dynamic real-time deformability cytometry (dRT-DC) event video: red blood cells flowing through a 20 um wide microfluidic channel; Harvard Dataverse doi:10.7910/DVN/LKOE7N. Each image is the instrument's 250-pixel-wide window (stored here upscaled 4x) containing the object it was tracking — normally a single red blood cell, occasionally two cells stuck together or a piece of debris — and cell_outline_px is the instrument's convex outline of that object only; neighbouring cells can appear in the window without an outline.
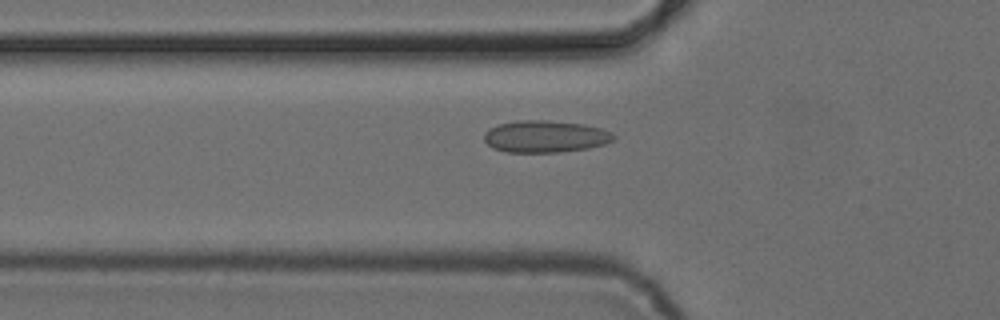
{"species": "common noctule bat (a hibernating species)", "species_latin": "Nyctalus noctula", "temperature_condition": "cold", "stored_images_in_passage": 38, "camera_frame_rate_fps": 3000, "um_per_image_px": 0.085, "animal": {"sex": "female", "body_mass_g": 24.6, "forearm_length_mm": 56.2}, "frame": {"image": 1, "passage_image": 5, "time_ms": 1.333, "image_size_px": [1000, 320], "cell_outline_px": [[616, 140], [604, 144], [588, 148], [560, 152], [508, 152], [492, 148], [484, 140], [484, 132], [500, 124], [520, 120], [548, 120], [584, 124], [600, 128], [612, 132], [616, 136]], "centroid_in_image_um": [46.38, 11.6], "position_along_channel_um": 79.4, "area_um2": 24.16}}
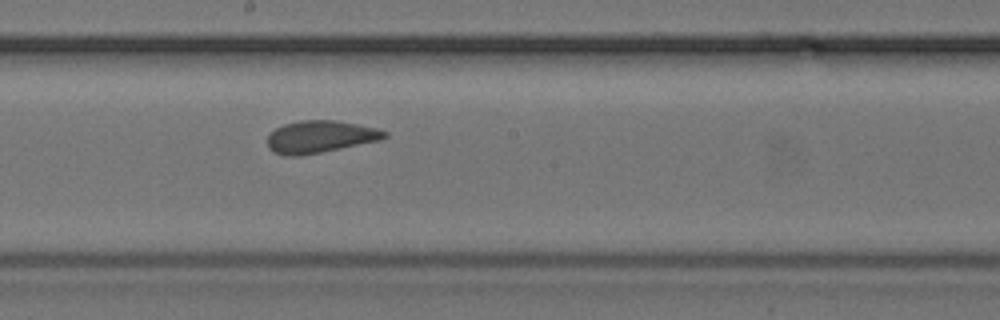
{"frame": {"image": 2, "passage_image": 16, "time_ms": 5.0, "image_size_px": [1000, 320], "cell_outline_px": [[388, 136], [380, 140], [300, 156], [284, 156], [272, 152], [268, 148], [268, 136], [276, 128], [284, 124], [300, 120], [336, 120], [376, 128], [388, 132]], "centroid_in_image_um": [27.19, 11.62], "position_along_channel_um": 221.0, "area_um2": 21.91}}
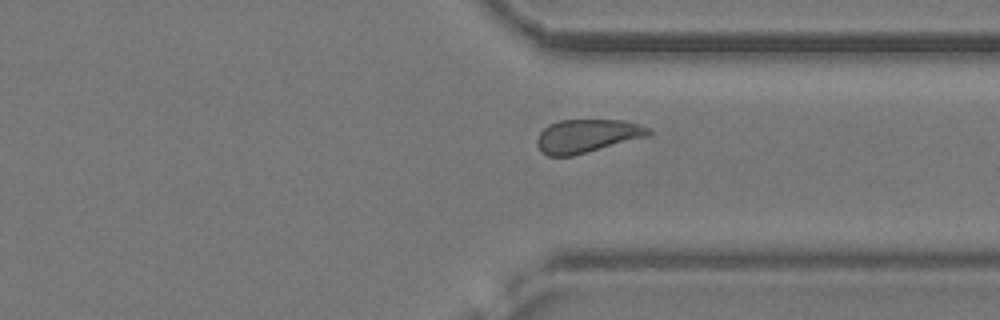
{"frame": {"image": 3, "passage_image": 27, "time_ms": 8.667, "image_size_px": [1000, 320], "cell_outline_px": [[652, 132], [648, 136], [572, 156], [548, 156], [540, 152], [536, 144], [536, 140], [540, 132], [548, 124], [560, 120], [624, 120], [640, 124], [652, 128]], "centroid_in_image_um": [49.89, 11.55], "position_along_channel_um": 361.5, "area_um2": 21.85}, "authors_computed_cell_mechanics": {"area_um2": 22.1085, "velocity_mm_per_s": 3.8348, "shape_relaxation_time_tau1_ms": null, "shape_relaxation_time_tau2_ms": 1.2204, "deformation_change_tau1": null, "deformation_change_tau2": 0.058}}